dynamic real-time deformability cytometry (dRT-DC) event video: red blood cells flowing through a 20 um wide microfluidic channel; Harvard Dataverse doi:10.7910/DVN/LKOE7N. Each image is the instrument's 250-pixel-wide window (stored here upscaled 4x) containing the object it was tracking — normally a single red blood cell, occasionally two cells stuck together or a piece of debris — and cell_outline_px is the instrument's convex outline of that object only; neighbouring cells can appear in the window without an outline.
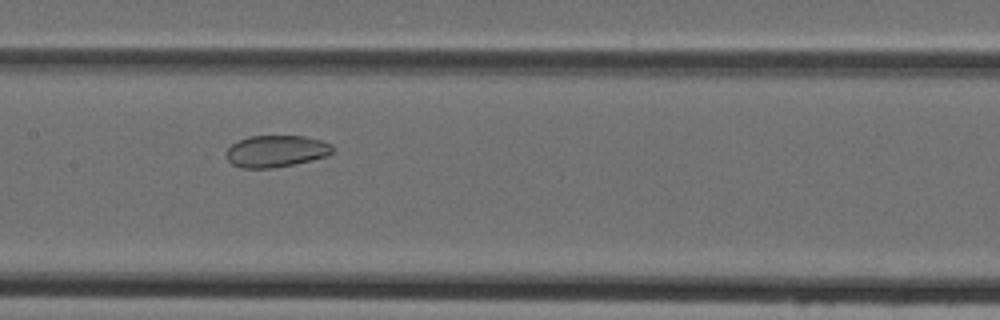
{"species": "Egyptian fruit bat (a non-hibernating species)", "species_latin": "Rousettus aegyptiacus", "temperature_condition": "cold", "stored_images_in_passage": 48, "camera_frame_rate_fps": 3000, "um_per_image_px": 0.085, "animal": {"sex": "female"}, "frame": {"image": 1, "passage_image": 24, "time_ms": 7.667, "image_size_px": [1000, 320], "cell_outline_px": [[336, 148], [328, 156], [312, 160], [272, 168], [240, 168], [232, 164], [228, 160], [228, 148], [232, 144], [248, 136], [304, 136], [320, 140], [332, 144]], "centroid_in_image_um": [23.51, 12.85], "position_along_channel_um": 183.9, "area_um2": 19.65}}
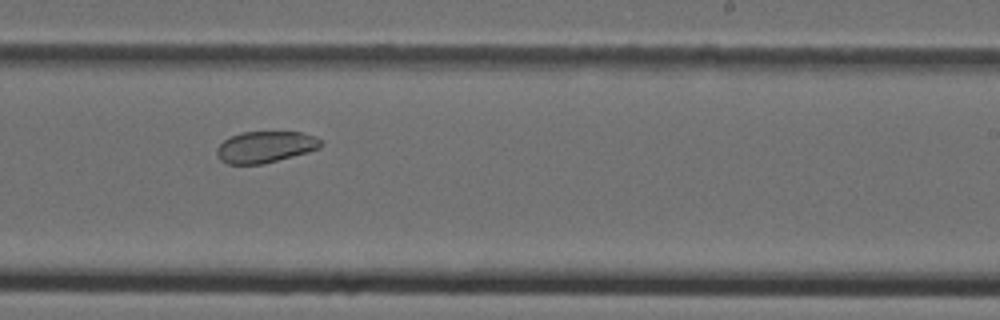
{"frame": {"image": 2, "passage_image": 30, "time_ms": 9.667, "image_size_px": [1000, 320], "cell_outline_px": [[324, 144], [320, 148], [308, 152], [264, 164], [228, 164], [220, 160], [216, 156], [216, 148], [224, 140], [232, 136], [244, 132], [300, 132], [316, 136]], "centroid_in_image_um": [22.56, 12.5], "position_along_channel_um": 266.4, "area_um2": 19.13}}
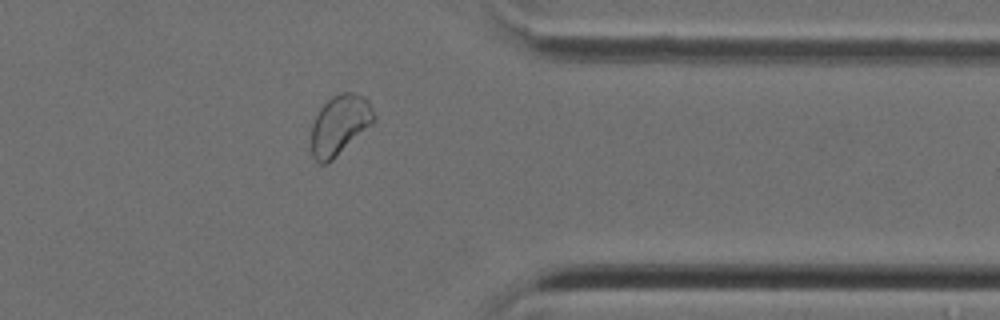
{"frame": {"image": 3, "passage_image": 39, "time_ms": 12.667, "image_size_px": [1000, 320], "cell_outline_px": [[376, 116], [372, 124], [328, 164], [320, 164], [312, 156], [312, 124], [316, 112], [332, 96], [340, 92], [352, 92], [364, 96], [368, 100]], "centroid_in_image_um": [28.87, 10.6], "position_along_channel_um": 382.5, "area_um2": 21.91}}